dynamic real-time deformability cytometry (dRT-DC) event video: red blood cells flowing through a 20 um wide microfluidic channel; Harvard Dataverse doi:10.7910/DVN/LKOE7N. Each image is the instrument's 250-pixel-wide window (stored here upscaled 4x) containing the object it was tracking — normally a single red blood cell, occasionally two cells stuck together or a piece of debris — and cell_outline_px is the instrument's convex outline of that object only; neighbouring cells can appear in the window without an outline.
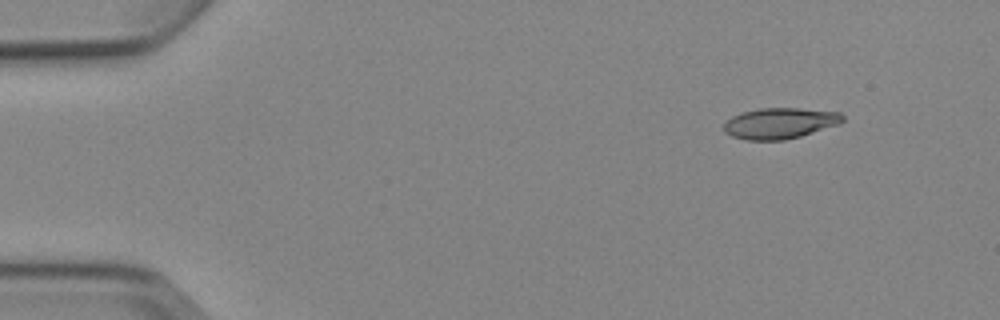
{"species": "Egyptian fruit bat (a non-hibernating species)", "species_latin": "Rousettus aegyptiacus", "temperature_condition": "cold", "stored_images_in_passage": 5, "segment_of_instrument_passage": [1, 2], "camera_frame_rate_fps": 3000, "um_per_image_px": 0.085, "animal": {"sex": "female"}, "frame": {"image": 1, "passage_image": 1, "time_ms": 0.0, "image_size_px": [1000, 320], "cell_outline_px": [[844, 120], [840, 124], [800, 136], [784, 140], [748, 140], [732, 136], [724, 132], [724, 124], [732, 116], [740, 112], [760, 108], [800, 108], [840, 112], [844, 116]], "centroid_in_image_um": [66.3, 10.47], "position_along_channel_um": 18.7, "area_um2": 21.44}}
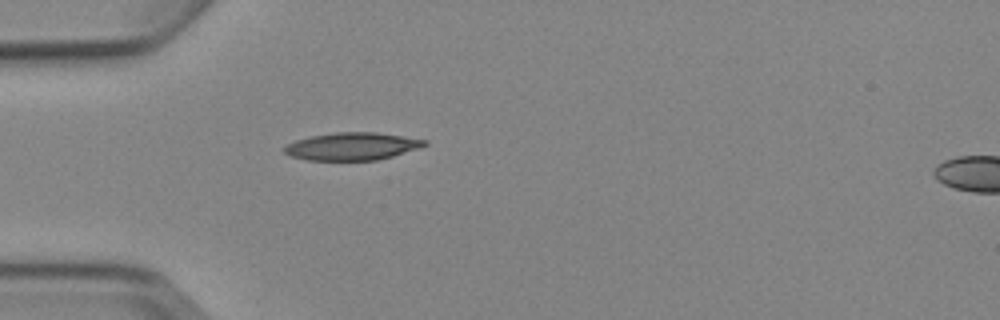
{"frame": {"image": 2, "passage_image": 4, "time_ms": 3.333, "image_size_px": [1000, 320], "cell_outline_px": [[428, 144], [420, 148], [392, 156], [376, 160], [308, 160], [292, 156], [284, 152], [284, 148], [288, 144], [296, 140], [312, 136], [336, 132], [376, 132], [428, 140]], "centroid_in_image_um": [29.97, 12.43], "position_along_channel_um": 55.0, "area_um2": 22.37}}